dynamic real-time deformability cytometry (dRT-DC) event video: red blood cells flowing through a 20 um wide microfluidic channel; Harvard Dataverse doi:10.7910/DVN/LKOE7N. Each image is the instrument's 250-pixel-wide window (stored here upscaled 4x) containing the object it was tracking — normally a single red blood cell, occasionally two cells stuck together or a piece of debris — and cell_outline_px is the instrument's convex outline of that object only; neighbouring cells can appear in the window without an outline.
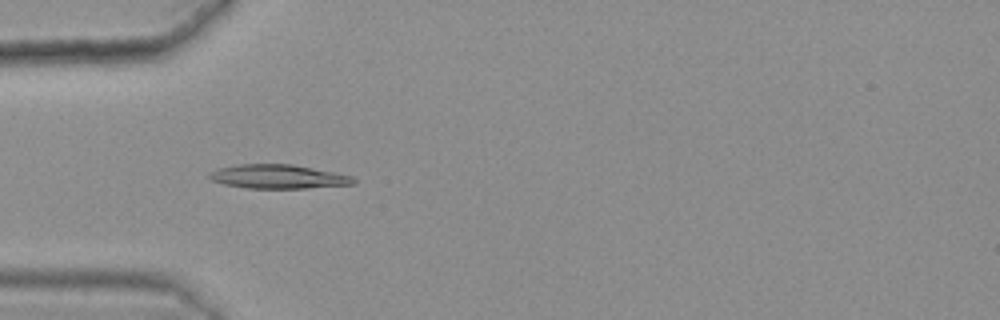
{"species": "common noctule bat (a hibernating species)", "species_latin": "Nyctalus noctula", "temperature_condition": "warm", "stored_images_in_passage": 49, "camera_frame_rate_fps": 3000, "um_per_image_px": 0.085, "animal": {"sex": "female", "body_mass_g": 25.1}, "frame": {"image": 1, "passage_image": 18, "time_ms": 5.667, "image_size_px": [1000, 320], "cell_outline_px": [[356, 184], [308, 188], [248, 188], [224, 184], [212, 180], [208, 176], [208, 172], [220, 168], [240, 164], [292, 164], [352, 176], [356, 180]], "centroid_in_image_um": [23.65, 15.01], "position_along_channel_um": 61.4, "area_um2": 20.0}}
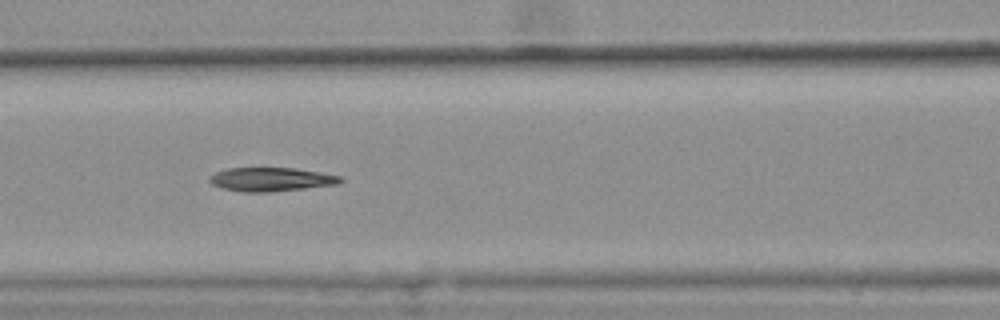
{"frame": {"image": 2, "passage_image": 25, "time_ms": 8.0, "image_size_px": [1000, 320], "cell_outline_px": [[344, 180], [340, 184], [268, 192], [244, 192], [220, 188], [212, 184], [208, 180], [208, 176], [216, 172], [228, 168], [296, 168], [320, 172], [340, 176]], "centroid_in_image_um": [23.03, 15.24], "position_along_channel_um": 143.6, "area_um2": 18.21}}
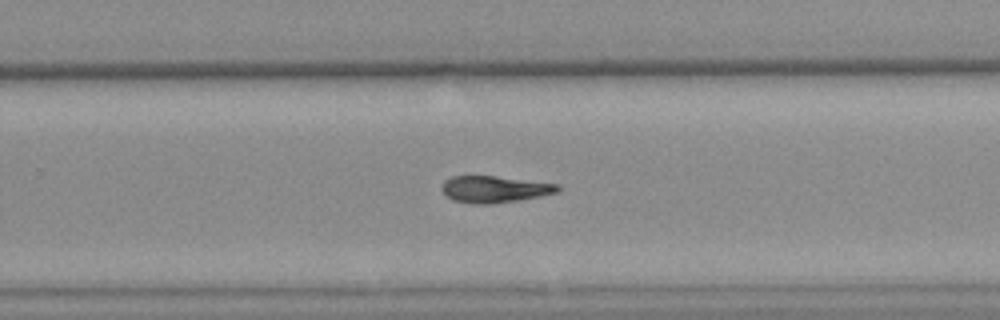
{"frame": {"image": 3, "passage_image": 37, "time_ms": 12.0, "image_size_px": [1000, 320], "cell_outline_px": [[560, 188], [556, 192], [540, 196], [492, 204], [472, 204], [452, 200], [440, 188], [440, 184], [444, 180], [452, 176], [496, 176], [560, 184]], "centroid_in_image_um": [41.99, 16.08], "position_along_channel_um": 287.8, "area_um2": 18.03}}